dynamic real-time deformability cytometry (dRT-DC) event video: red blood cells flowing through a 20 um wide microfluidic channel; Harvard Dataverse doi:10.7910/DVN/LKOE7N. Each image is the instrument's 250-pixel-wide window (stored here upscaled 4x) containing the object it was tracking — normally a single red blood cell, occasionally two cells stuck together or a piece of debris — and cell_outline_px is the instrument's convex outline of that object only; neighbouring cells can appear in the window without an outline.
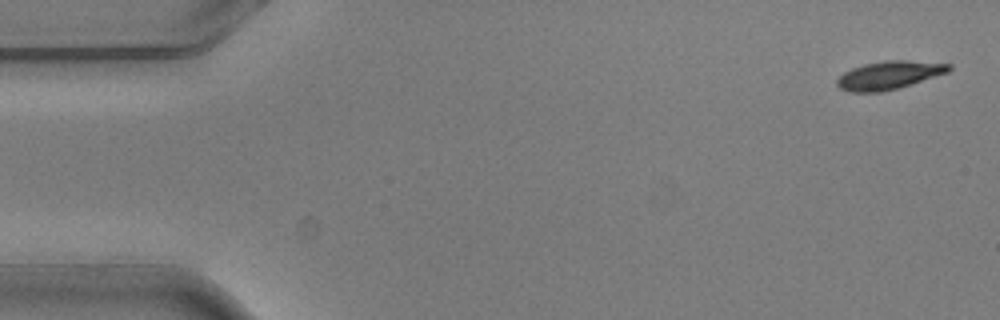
{"species": "common noctule bat (a hibernating species)", "species_latin": "Nyctalus noctula", "temperature_condition": "warm", "stored_images_in_passage": 4, "camera_frame_rate_fps": 3000, "um_per_image_px": 0.085, "animal": {"sex": "male", "body_mass_g": 20.5, "forearm_length_mm": 52.5}, "frame": {"image": 1, "passage_image": 1, "time_ms": 0.0, "image_size_px": [1000, 320], "cell_outline_px": [[952, 68], [948, 72], [896, 88], [880, 92], [852, 92], [840, 88], [836, 84], [836, 80], [844, 72], [852, 68], [864, 64], [884, 60], [908, 60], [952, 64]], "centroid_in_image_um": [75.55, 6.37], "position_along_channel_um": 9.4, "area_um2": 18.15}}
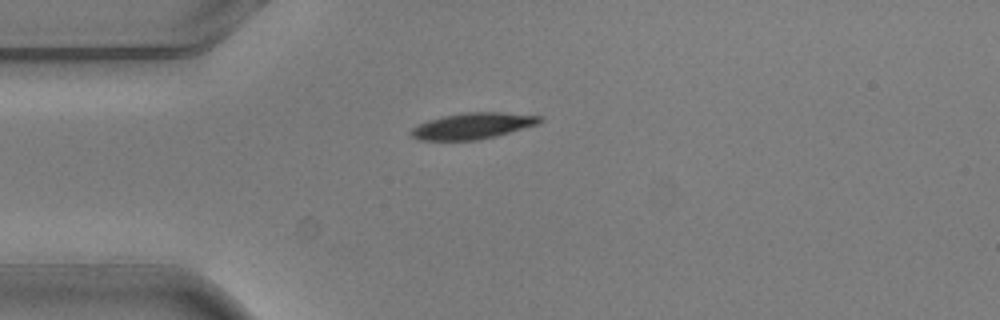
{"frame": {"image": 2, "passage_image": 3, "time_ms": 0.667, "image_size_px": [1000, 320], "cell_outline_px": [[544, 120], [536, 124], [496, 136], [476, 140], [416, 140], [408, 132], [412, 128], [428, 120], [444, 116], [464, 112], [500, 112], [544, 116]], "centroid_in_image_um": [40.17, 10.7], "position_along_channel_um": 44.8, "area_um2": 19.54}}